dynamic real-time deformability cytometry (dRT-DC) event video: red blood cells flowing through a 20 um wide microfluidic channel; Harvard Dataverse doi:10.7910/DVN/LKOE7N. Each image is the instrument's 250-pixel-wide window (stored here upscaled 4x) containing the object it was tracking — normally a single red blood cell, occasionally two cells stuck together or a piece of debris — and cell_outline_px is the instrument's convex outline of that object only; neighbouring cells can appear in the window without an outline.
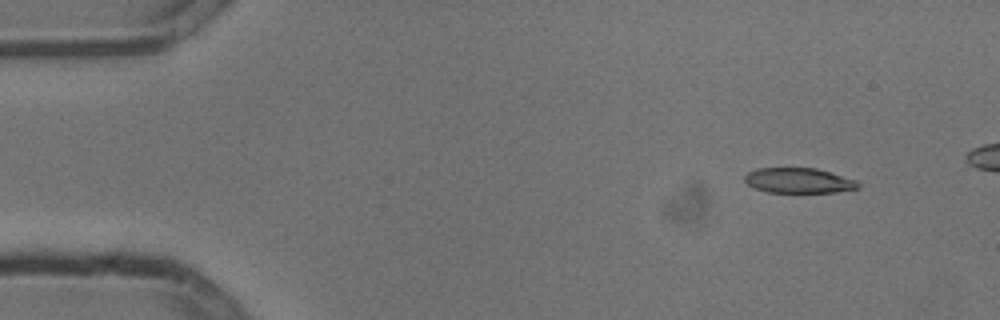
{"species": "common noctule bat (a hibernating species)", "species_latin": "Nyctalus noctula", "temperature_condition": "cold", "stored_images_in_passage": 5, "camera_frame_rate_fps": 3000, "um_per_image_px": 0.085, "animal": {"sex": "male", "body_mass_g": 13.3}, "frame": {"image": 1, "passage_image": 2, "time_ms": 0.333, "image_size_px": [1000, 320], "cell_outline_px": [[860, 188], [836, 192], [768, 192], [752, 188], [744, 180], [744, 176], [748, 172], [756, 168], [816, 168], [856, 180], [860, 184]], "centroid_in_image_um": [67.87, 15.35], "position_along_channel_um": 17.1, "area_um2": 16.65}}